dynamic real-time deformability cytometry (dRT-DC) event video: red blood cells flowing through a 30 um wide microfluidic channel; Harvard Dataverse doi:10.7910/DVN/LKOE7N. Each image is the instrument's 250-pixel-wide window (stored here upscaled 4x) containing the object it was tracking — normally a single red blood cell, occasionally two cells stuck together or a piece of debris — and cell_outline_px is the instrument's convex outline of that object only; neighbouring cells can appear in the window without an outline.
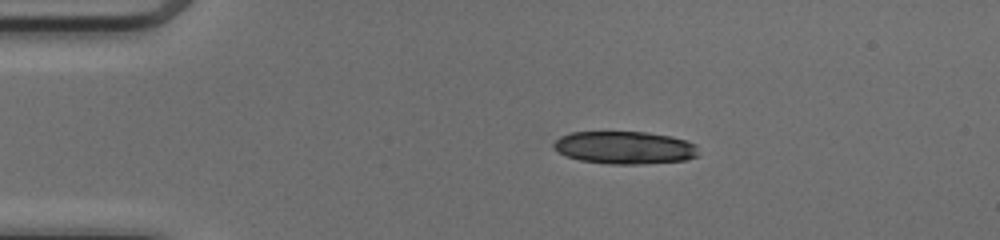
{"species": "common noctule bat (a hibernating species)", "species_latin": "Nyctalus noctula", "temperature_condition": "cold", "stored_images_in_passage": 40, "camera_frame_rate_fps": 3000, "um_per_image_px": 0.085, "animal": {"sex": "female", "body_mass_g": 17.0, "forearm_length_mm": 48.0}, "frame": {"image": 1, "passage_image": 1, "time_ms": 0.0, "image_size_px": [1000, 240], "cell_outline_px": [[696, 156], [688, 160], [640, 164], [612, 164], [580, 160], [568, 156], [560, 152], [552, 144], [560, 136], [572, 132], [648, 132], [668, 136], [684, 140], [696, 144]], "centroid_in_image_um": [53.1, 12.55], "position_along_channel_um": 31.9, "area_um2": 27.28}}
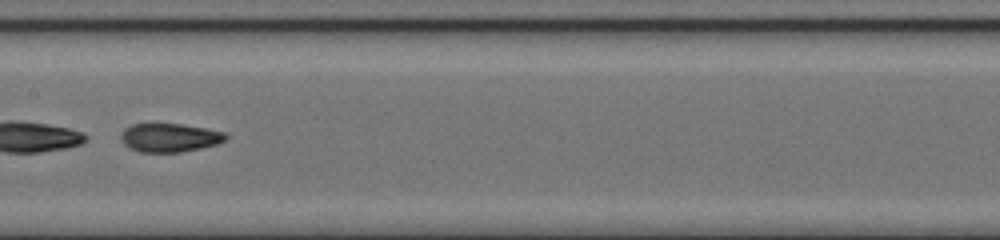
{"frame": {"image": 2, "passage_image": 17, "time_ms": 5.333, "image_size_px": [1000, 240], "cell_outline_px": [[228, 136], [224, 140], [216, 144], [200, 148], [180, 152], [140, 152], [128, 148], [120, 140], [120, 132], [124, 128], [132, 124], [180, 124], [204, 128], [224, 132]], "centroid_in_image_um": [14.35, 11.7], "position_along_channel_um": 193.1, "area_um2": 17.46}}
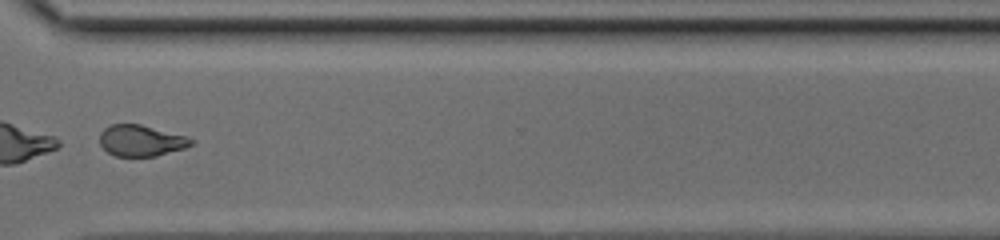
{"frame": {"image": 3, "passage_image": 29, "time_ms": 9.333, "image_size_px": [1000, 240], "cell_outline_px": [[196, 140], [192, 144], [184, 148], [156, 156], [116, 156], [108, 152], [100, 144], [100, 132], [104, 128], [112, 124], [140, 124], [188, 136]], "centroid_in_image_um": [12.01, 11.94], "position_along_channel_um": 358.6, "area_um2": 16.65}, "authors_computed_cell_mechanics": {"area_um2": 18.3226, "velocity_mm_per_s": 4.1446, "shape_relaxation_time_tau1_ms": 0.6604, "shape_relaxation_time_tau2_ms": 2.1446, "deformation_change_tau1": 0.3069, "deformation_change_tau2": 0.0971}}